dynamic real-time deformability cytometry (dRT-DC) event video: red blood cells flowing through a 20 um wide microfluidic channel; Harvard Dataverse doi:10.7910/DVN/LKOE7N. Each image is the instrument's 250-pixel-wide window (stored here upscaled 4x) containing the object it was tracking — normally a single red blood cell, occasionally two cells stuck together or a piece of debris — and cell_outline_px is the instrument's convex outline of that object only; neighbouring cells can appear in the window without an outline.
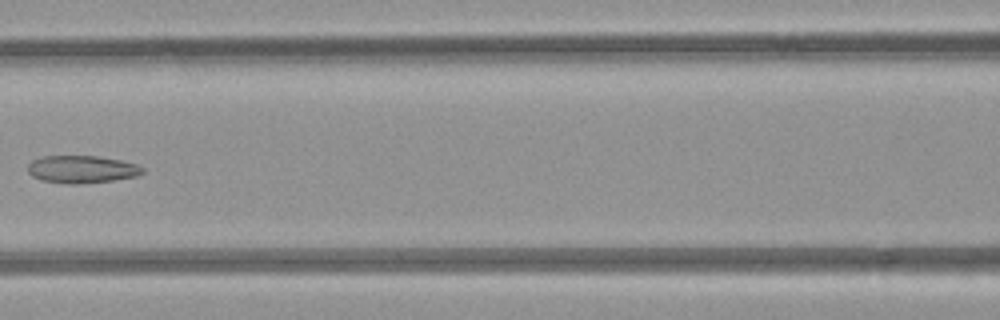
{"species": "common noctule bat (a hibernating species)", "species_latin": "Nyctalus noctula", "temperature_condition": "room temperature", "stored_images_in_passage": 4, "camera_frame_rate_fps": 3000, "um_per_image_px": 0.085, "animal": {"sex": "female", "body_mass_g": 21.9}, "frame": {"image": 1, "passage_image": 4, "time_ms": 3.333, "image_size_px": [1000, 320], "cell_outline_px": [[144, 172], [136, 176], [112, 180], [84, 184], [64, 184], [44, 180], [32, 176], [28, 172], [28, 164], [32, 160], [44, 156], [96, 156], [120, 160], [136, 164], [144, 168]], "centroid_in_image_um": [6.94, 14.39], "position_along_channel_um": 159.7, "area_um2": 18.38}}